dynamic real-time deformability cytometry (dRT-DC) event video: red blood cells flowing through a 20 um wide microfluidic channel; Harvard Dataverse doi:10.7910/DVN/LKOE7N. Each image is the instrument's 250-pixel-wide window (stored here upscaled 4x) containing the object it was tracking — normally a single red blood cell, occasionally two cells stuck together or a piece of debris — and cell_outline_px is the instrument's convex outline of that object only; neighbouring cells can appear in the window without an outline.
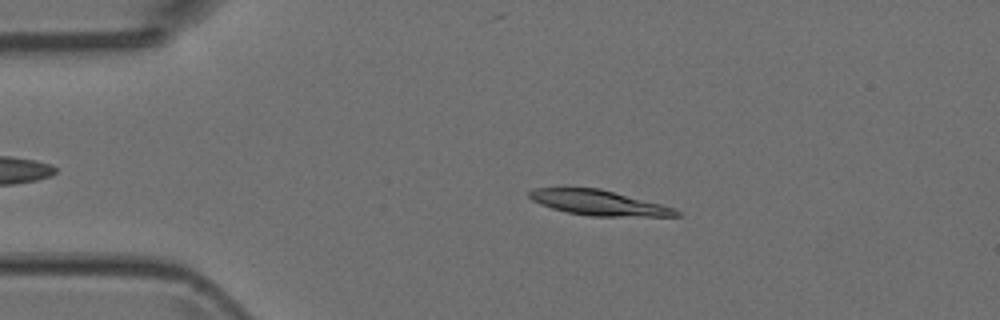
{"species": "Egyptian fruit bat (a non-hibernating species)", "species_latin": "Rousettus aegyptiacus", "temperature_condition": "room temperature", "stored_images_in_passage": 2, "camera_frame_rate_fps": 3000, "um_per_image_px": 0.085, "animal": {"sex": "female"}, "frame": {"image": 1, "passage_image": 1, "time_ms": 0.0, "image_size_px": [1000, 320], "cell_outline_px": [[680, 216], [588, 216], [568, 212], [552, 208], [540, 204], [532, 200], [528, 196], [528, 192], [536, 188], [600, 188], [660, 204], [672, 208], [680, 212]], "centroid_in_image_um": [50.85, 17.23], "position_along_channel_um": 34.1, "area_um2": 21.15}}